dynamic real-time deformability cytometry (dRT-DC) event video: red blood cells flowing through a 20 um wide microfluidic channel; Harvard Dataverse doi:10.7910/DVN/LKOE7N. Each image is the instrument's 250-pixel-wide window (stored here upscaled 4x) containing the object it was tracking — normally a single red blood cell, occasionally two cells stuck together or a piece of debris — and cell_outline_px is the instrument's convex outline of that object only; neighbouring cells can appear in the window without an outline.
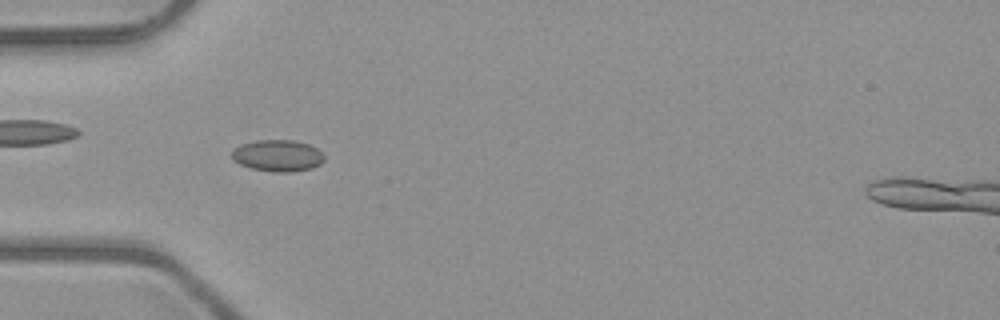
{"species": "common noctule bat (a hibernating species)", "species_latin": "Nyctalus noctula", "temperature_condition": "room temperature", "stored_images_in_passage": 36, "camera_frame_rate_fps": 3000, "um_per_image_px": 0.085, "animal": {"sex": "male", "body_mass_g": 23.1, "forearm_length_mm": 52.7}, "frame": {"image": 1, "passage_image": 1, "time_ms": 0.0, "image_size_px": [1000, 320], "cell_outline_px": [[324, 160], [320, 164], [312, 168], [292, 172], [272, 172], [252, 168], [240, 164], [232, 160], [232, 152], [240, 144], [256, 140], [292, 140], [308, 144], [316, 148], [324, 156]], "centroid_in_image_um": [23.6, 13.23], "position_along_channel_um": 61.4, "area_um2": 16.99}}
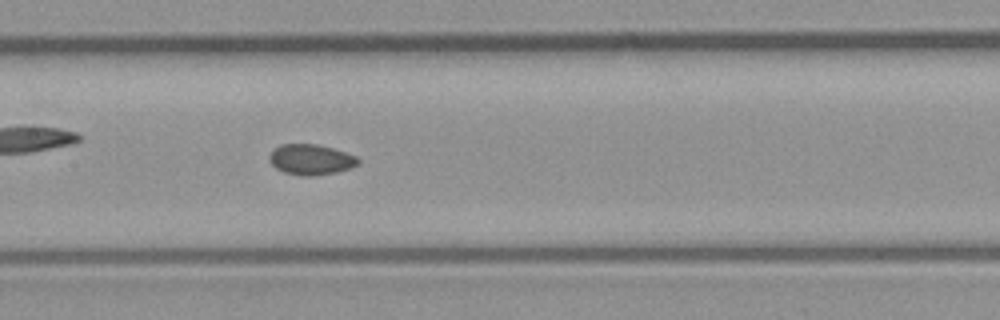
{"frame": {"image": 2, "passage_image": 10, "time_ms": 3.0, "image_size_px": [1000, 320], "cell_outline_px": [[360, 164], [352, 168], [336, 172], [312, 176], [300, 176], [284, 172], [276, 168], [268, 160], [268, 156], [280, 144], [316, 144], [332, 148], [356, 156], [360, 160]], "centroid_in_image_um": [26.44, 13.57], "position_along_channel_um": 181.0, "area_um2": 15.84}}
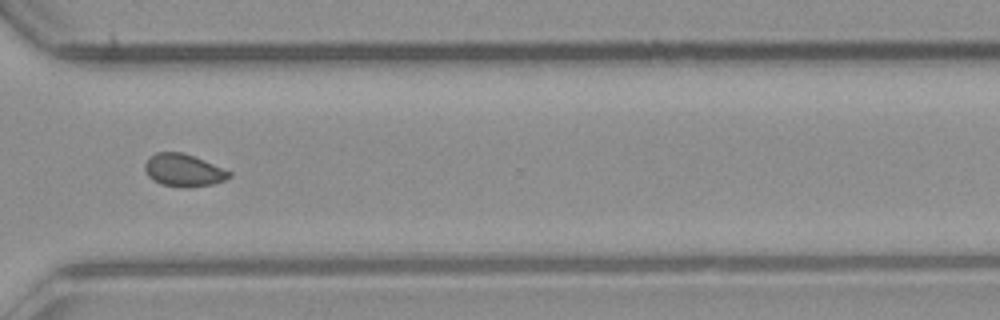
{"frame": {"image": 3, "passage_image": 23, "time_ms": 7.333, "image_size_px": [1000, 320], "cell_outline_px": [[232, 176], [224, 180], [212, 184], [188, 188], [180, 188], [160, 184], [152, 180], [148, 176], [144, 168], [144, 164], [156, 152], [184, 152], [232, 172]], "centroid_in_image_um": [15.59, 14.49], "position_along_channel_um": 355.0, "area_um2": 16.07}, "authors_computed_cell_mechanics": {"area_um2": 15.9817, "velocity_mm_per_s": 4.0261, "shape_relaxation_time_tau1_ms": null, "shape_relaxation_time_tau2_ms": 1.8265, "deformation_change_tau1": null, "deformation_change_tau2": 0.0332}}